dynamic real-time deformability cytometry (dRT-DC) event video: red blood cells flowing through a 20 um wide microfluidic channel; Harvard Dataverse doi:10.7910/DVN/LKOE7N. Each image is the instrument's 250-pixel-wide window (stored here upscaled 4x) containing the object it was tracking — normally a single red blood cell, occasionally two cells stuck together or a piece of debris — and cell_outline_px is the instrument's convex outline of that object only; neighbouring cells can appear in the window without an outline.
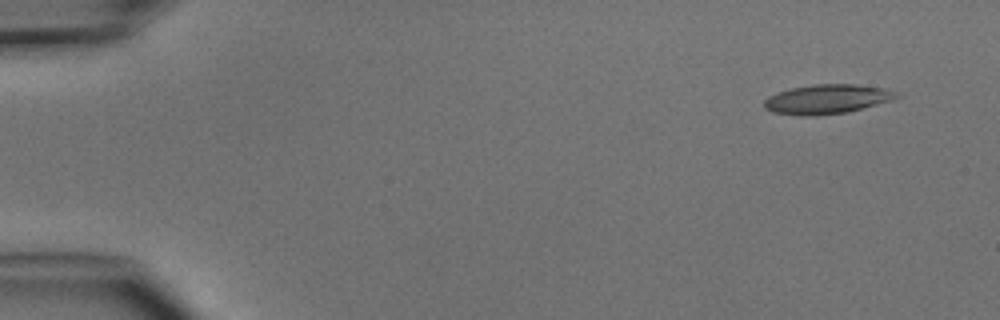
{"species": "common noctule bat (a hibernating species)", "species_latin": "Nyctalus noctula", "temperature_condition": "cold", "stored_images_in_passage": 5, "segment_of_instrument_passage": [1, 2], "camera_frame_rate_fps": 3000, "um_per_image_px": 0.085, "animal": {"sex": "male", "body_mass_g": 15.6}, "frame": {"image": 1, "passage_image": 1, "time_ms": 0.0, "image_size_px": [1000, 320], "cell_outline_px": [[900, 96], [892, 100], [844, 112], [812, 116], [804, 116], [772, 112], [764, 108], [764, 100], [768, 96], [792, 88], [812, 84], [856, 84], [888, 88], [896, 92]], "centroid_in_image_um": [70.29, 8.41], "position_along_channel_um": 14.7, "area_um2": 22.48}}
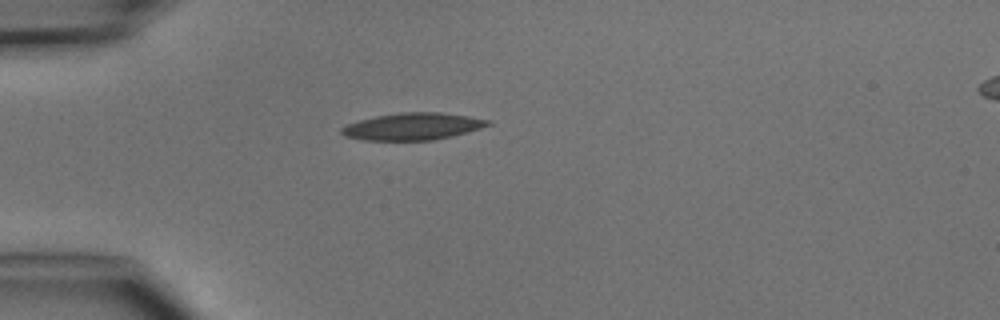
{"frame": {"image": 2, "passage_image": 4, "time_ms": 3.333, "image_size_px": [1000, 320], "cell_outline_px": [[492, 124], [468, 132], [452, 136], [432, 140], [364, 140], [344, 136], [340, 132], [340, 128], [348, 124], [360, 120], [376, 116], [400, 112], [440, 112], [468, 116], [492, 120]], "centroid_in_image_um": [35.1, 10.74], "position_along_channel_um": 49.9, "area_um2": 23.06}}